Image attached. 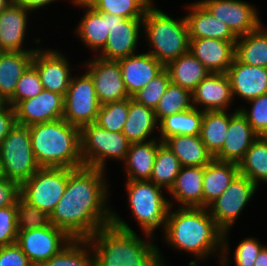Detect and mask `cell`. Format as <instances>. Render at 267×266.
<instances>
[{
  "label": "cell",
  "mask_w": 267,
  "mask_h": 266,
  "mask_svg": "<svg viewBox=\"0 0 267 266\" xmlns=\"http://www.w3.org/2000/svg\"><path fill=\"white\" fill-rule=\"evenodd\" d=\"M105 173L86 166L68 168V183L50 222L72 239L109 240L126 259L143 251V239L109 206Z\"/></svg>",
  "instance_id": "6da1fadb"
},
{
  "label": "cell",
  "mask_w": 267,
  "mask_h": 266,
  "mask_svg": "<svg viewBox=\"0 0 267 266\" xmlns=\"http://www.w3.org/2000/svg\"><path fill=\"white\" fill-rule=\"evenodd\" d=\"M170 206L163 230V240L178 252L184 251L203 262L223 253V231L217 226L208 208ZM193 255V256H192Z\"/></svg>",
  "instance_id": "7a4b0ae2"
},
{
  "label": "cell",
  "mask_w": 267,
  "mask_h": 266,
  "mask_svg": "<svg viewBox=\"0 0 267 266\" xmlns=\"http://www.w3.org/2000/svg\"><path fill=\"white\" fill-rule=\"evenodd\" d=\"M33 154L40 167L76 169L84 166L80 128L63 118L29 126Z\"/></svg>",
  "instance_id": "3957f363"
},
{
  "label": "cell",
  "mask_w": 267,
  "mask_h": 266,
  "mask_svg": "<svg viewBox=\"0 0 267 266\" xmlns=\"http://www.w3.org/2000/svg\"><path fill=\"white\" fill-rule=\"evenodd\" d=\"M144 41L147 51L166 66L170 61L189 52V29L185 16L172 18L152 4L143 16Z\"/></svg>",
  "instance_id": "277c9868"
},
{
  "label": "cell",
  "mask_w": 267,
  "mask_h": 266,
  "mask_svg": "<svg viewBox=\"0 0 267 266\" xmlns=\"http://www.w3.org/2000/svg\"><path fill=\"white\" fill-rule=\"evenodd\" d=\"M128 208L141 227L143 251L156 242V229L164 230L170 208L162 187L150 180H126Z\"/></svg>",
  "instance_id": "5b68a950"
},
{
  "label": "cell",
  "mask_w": 267,
  "mask_h": 266,
  "mask_svg": "<svg viewBox=\"0 0 267 266\" xmlns=\"http://www.w3.org/2000/svg\"><path fill=\"white\" fill-rule=\"evenodd\" d=\"M258 187L245 175L238 173L226 190L207 208L217 226L223 231V253L221 266H229L230 257L228 235L233 224L241 215Z\"/></svg>",
  "instance_id": "8992f818"
},
{
  "label": "cell",
  "mask_w": 267,
  "mask_h": 266,
  "mask_svg": "<svg viewBox=\"0 0 267 266\" xmlns=\"http://www.w3.org/2000/svg\"><path fill=\"white\" fill-rule=\"evenodd\" d=\"M81 157L84 166L106 171L107 159L123 163L130 142L122 132H112L95 123L80 129Z\"/></svg>",
  "instance_id": "52a82bcc"
},
{
  "label": "cell",
  "mask_w": 267,
  "mask_h": 266,
  "mask_svg": "<svg viewBox=\"0 0 267 266\" xmlns=\"http://www.w3.org/2000/svg\"><path fill=\"white\" fill-rule=\"evenodd\" d=\"M3 176L20 186L41 167L31 145L29 126L16 123L0 143Z\"/></svg>",
  "instance_id": "ba28073f"
},
{
  "label": "cell",
  "mask_w": 267,
  "mask_h": 266,
  "mask_svg": "<svg viewBox=\"0 0 267 266\" xmlns=\"http://www.w3.org/2000/svg\"><path fill=\"white\" fill-rule=\"evenodd\" d=\"M39 266H125L109 240L73 239Z\"/></svg>",
  "instance_id": "9c48e42d"
},
{
  "label": "cell",
  "mask_w": 267,
  "mask_h": 266,
  "mask_svg": "<svg viewBox=\"0 0 267 266\" xmlns=\"http://www.w3.org/2000/svg\"><path fill=\"white\" fill-rule=\"evenodd\" d=\"M68 168L41 167L20 186V196L49 216L65 192Z\"/></svg>",
  "instance_id": "30bf717a"
},
{
  "label": "cell",
  "mask_w": 267,
  "mask_h": 266,
  "mask_svg": "<svg viewBox=\"0 0 267 266\" xmlns=\"http://www.w3.org/2000/svg\"><path fill=\"white\" fill-rule=\"evenodd\" d=\"M100 106L90 74L86 71L81 76H72L64 97L63 119L81 129L95 123Z\"/></svg>",
  "instance_id": "8fae6325"
},
{
  "label": "cell",
  "mask_w": 267,
  "mask_h": 266,
  "mask_svg": "<svg viewBox=\"0 0 267 266\" xmlns=\"http://www.w3.org/2000/svg\"><path fill=\"white\" fill-rule=\"evenodd\" d=\"M72 240L64 230L50 224L40 229L19 231L16 244L33 266H39L59 253Z\"/></svg>",
  "instance_id": "7c38bea8"
},
{
  "label": "cell",
  "mask_w": 267,
  "mask_h": 266,
  "mask_svg": "<svg viewBox=\"0 0 267 266\" xmlns=\"http://www.w3.org/2000/svg\"><path fill=\"white\" fill-rule=\"evenodd\" d=\"M215 17L225 22L236 37L257 30L263 23L254 5L243 0H199Z\"/></svg>",
  "instance_id": "4fadbf2b"
},
{
  "label": "cell",
  "mask_w": 267,
  "mask_h": 266,
  "mask_svg": "<svg viewBox=\"0 0 267 266\" xmlns=\"http://www.w3.org/2000/svg\"><path fill=\"white\" fill-rule=\"evenodd\" d=\"M94 82L99 103L121 101L130 98L122 78L121 67L118 61L105 60L94 56L82 63Z\"/></svg>",
  "instance_id": "5bb4252c"
},
{
  "label": "cell",
  "mask_w": 267,
  "mask_h": 266,
  "mask_svg": "<svg viewBox=\"0 0 267 266\" xmlns=\"http://www.w3.org/2000/svg\"><path fill=\"white\" fill-rule=\"evenodd\" d=\"M32 65L37 69L45 90L65 97L72 78V68H70L69 59L61 53V50L37 49Z\"/></svg>",
  "instance_id": "9a60e30c"
},
{
  "label": "cell",
  "mask_w": 267,
  "mask_h": 266,
  "mask_svg": "<svg viewBox=\"0 0 267 266\" xmlns=\"http://www.w3.org/2000/svg\"><path fill=\"white\" fill-rule=\"evenodd\" d=\"M143 18H122L113 15V26L104 48L96 55L105 60H119L136 54L142 39ZM141 29V30H140ZM141 36V37H140Z\"/></svg>",
  "instance_id": "2e32d148"
},
{
  "label": "cell",
  "mask_w": 267,
  "mask_h": 266,
  "mask_svg": "<svg viewBox=\"0 0 267 266\" xmlns=\"http://www.w3.org/2000/svg\"><path fill=\"white\" fill-rule=\"evenodd\" d=\"M16 123L31 126L63 118L64 96L43 89L37 96L20 101L15 107Z\"/></svg>",
  "instance_id": "e0dca14e"
},
{
  "label": "cell",
  "mask_w": 267,
  "mask_h": 266,
  "mask_svg": "<svg viewBox=\"0 0 267 266\" xmlns=\"http://www.w3.org/2000/svg\"><path fill=\"white\" fill-rule=\"evenodd\" d=\"M230 112V122L226 131L225 142L214 156L215 160L239 164L246 151L258 138L245 116L238 108Z\"/></svg>",
  "instance_id": "ac0fdd59"
},
{
  "label": "cell",
  "mask_w": 267,
  "mask_h": 266,
  "mask_svg": "<svg viewBox=\"0 0 267 266\" xmlns=\"http://www.w3.org/2000/svg\"><path fill=\"white\" fill-rule=\"evenodd\" d=\"M232 101L234 98L226 73H210L192 91L193 107L203 112L229 110Z\"/></svg>",
  "instance_id": "d6986e66"
},
{
  "label": "cell",
  "mask_w": 267,
  "mask_h": 266,
  "mask_svg": "<svg viewBox=\"0 0 267 266\" xmlns=\"http://www.w3.org/2000/svg\"><path fill=\"white\" fill-rule=\"evenodd\" d=\"M73 5L85 8L84 16L75 27V34L87 48L97 55L105 46L109 30L113 26V15L96 11L86 1L72 2ZM97 52V53H96Z\"/></svg>",
  "instance_id": "ffe728a7"
},
{
  "label": "cell",
  "mask_w": 267,
  "mask_h": 266,
  "mask_svg": "<svg viewBox=\"0 0 267 266\" xmlns=\"http://www.w3.org/2000/svg\"><path fill=\"white\" fill-rule=\"evenodd\" d=\"M226 74L233 98L247 102L267 94V68L244 64L235 57Z\"/></svg>",
  "instance_id": "44dd1931"
},
{
  "label": "cell",
  "mask_w": 267,
  "mask_h": 266,
  "mask_svg": "<svg viewBox=\"0 0 267 266\" xmlns=\"http://www.w3.org/2000/svg\"><path fill=\"white\" fill-rule=\"evenodd\" d=\"M117 61L121 67L125 89L130 97L165 69L161 62L146 51Z\"/></svg>",
  "instance_id": "7402d4cb"
},
{
  "label": "cell",
  "mask_w": 267,
  "mask_h": 266,
  "mask_svg": "<svg viewBox=\"0 0 267 266\" xmlns=\"http://www.w3.org/2000/svg\"><path fill=\"white\" fill-rule=\"evenodd\" d=\"M31 11L13 3L0 11V51H36L40 48H23Z\"/></svg>",
  "instance_id": "603a6c76"
},
{
  "label": "cell",
  "mask_w": 267,
  "mask_h": 266,
  "mask_svg": "<svg viewBox=\"0 0 267 266\" xmlns=\"http://www.w3.org/2000/svg\"><path fill=\"white\" fill-rule=\"evenodd\" d=\"M235 42L212 38L190 39L189 52L211 73H226L235 58Z\"/></svg>",
  "instance_id": "cb8c5ba5"
},
{
  "label": "cell",
  "mask_w": 267,
  "mask_h": 266,
  "mask_svg": "<svg viewBox=\"0 0 267 266\" xmlns=\"http://www.w3.org/2000/svg\"><path fill=\"white\" fill-rule=\"evenodd\" d=\"M185 14L189 29V39L212 38L224 41H237L228 25L213 16L199 1L191 2Z\"/></svg>",
  "instance_id": "d4e9b609"
},
{
  "label": "cell",
  "mask_w": 267,
  "mask_h": 266,
  "mask_svg": "<svg viewBox=\"0 0 267 266\" xmlns=\"http://www.w3.org/2000/svg\"><path fill=\"white\" fill-rule=\"evenodd\" d=\"M203 176L204 167H181L173 186L167 192L172 197L169 205L177 207L203 208ZM174 200V201H173Z\"/></svg>",
  "instance_id": "484cf974"
},
{
  "label": "cell",
  "mask_w": 267,
  "mask_h": 266,
  "mask_svg": "<svg viewBox=\"0 0 267 266\" xmlns=\"http://www.w3.org/2000/svg\"><path fill=\"white\" fill-rule=\"evenodd\" d=\"M156 130H159V123L154 109L139 104L130 97L127 119L122 130L128 141L138 143L159 139L157 136L152 137Z\"/></svg>",
  "instance_id": "4316f807"
},
{
  "label": "cell",
  "mask_w": 267,
  "mask_h": 266,
  "mask_svg": "<svg viewBox=\"0 0 267 266\" xmlns=\"http://www.w3.org/2000/svg\"><path fill=\"white\" fill-rule=\"evenodd\" d=\"M35 51H0V96L8 102L17 82L32 64Z\"/></svg>",
  "instance_id": "83f0119b"
},
{
  "label": "cell",
  "mask_w": 267,
  "mask_h": 266,
  "mask_svg": "<svg viewBox=\"0 0 267 266\" xmlns=\"http://www.w3.org/2000/svg\"><path fill=\"white\" fill-rule=\"evenodd\" d=\"M160 139L131 143L124 164L126 180H150Z\"/></svg>",
  "instance_id": "f1b7e54d"
},
{
  "label": "cell",
  "mask_w": 267,
  "mask_h": 266,
  "mask_svg": "<svg viewBox=\"0 0 267 266\" xmlns=\"http://www.w3.org/2000/svg\"><path fill=\"white\" fill-rule=\"evenodd\" d=\"M163 143L177 156L181 167H204L214 159L200 135L170 136Z\"/></svg>",
  "instance_id": "f546056e"
},
{
  "label": "cell",
  "mask_w": 267,
  "mask_h": 266,
  "mask_svg": "<svg viewBox=\"0 0 267 266\" xmlns=\"http://www.w3.org/2000/svg\"><path fill=\"white\" fill-rule=\"evenodd\" d=\"M239 173L238 164L213 159L204 166L203 208H207L230 185Z\"/></svg>",
  "instance_id": "4dcf8cb0"
},
{
  "label": "cell",
  "mask_w": 267,
  "mask_h": 266,
  "mask_svg": "<svg viewBox=\"0 0 267 266\" xmlns=\"http://www.w3.org/2000/svg\"><path fill=\"white\" fill-rule=\"evenodd\" d=\"M165 69L171 83L193 91L211 72L190 52L170 61Z\"/></svg>",
  "instance_id": "1f68e13d"
},
{
  "label": "cell",
  "mask_w": 267,
  "mask_h": 266,
  "mask_svg": "<svg viewBox=\"0 0 267 266\" xmlns=\"http://www.w3.org/2000/svg\"><path fill=\"white\" fill-rule=\"evenodd\" d=\"M261 25L257 30L237 37L235 57L242 63L267 68V29Z\"/></svg>",
  "instance_id": "d6a6232c"
},
{
  "label": "cell",
  "mask_w": 267,
  "mask_h": 266,
  "mask_svg": "<svg viewBox=\"0 0 267 266\" xmlns=\"http://www.w3.org/2000/svg\"><path fill=\"white\" fill-rule=\"evenodd\" d=\"M203 111L190 108L177 114L162 118L159 123V139L163 142L166 138L175 135H200Z\"/></svg>",
  "instance_id": "836d02e7"
},
{
  "label": "cell",
  "mask_w": 267,
  "mask_h": 266,
  "mask_svg": "<svg viewBox=\"0 0 267 266\" xmlns=\"http://www.w3.org/2000/svg\"><path fill=\"white\" fill-rule=\"evenodd\" d=\"M229 110L203 112L200 136L213 157L221 150L230 122Z\"/></svg>",
  "instance_id": "e575fe53"
},
{
  "label": "cell",
  "mask_w": 267,
  "mask_h": 266,
  "mask_svg": "<svg viewBox=\"0 0 267 266\" xmlns=\"http://www.w3.org/2000/svg\"><path fill=\"white\" fill-rule=\"evenodd\" d=\"M239 173L248 177L257 187L267 183V139L258 136L238 164Z\"/></svg>",
  "instance_id": "d590c367"
},
{
  "label": "cell",
  "mask_w": 267,
  "mask_h": 266,
  "mask_svg": "<svg viewBox=\"0 0 267 266\" xmlns=\"http://www.w3.org/2000/svg\"><path fill=\"white\" fill-rule=\"evenodd\" d=\"M181 169L177 156L162 142L158 146L150 181L168 192Z\"/></svg>",
  "instance_id": "8d00e7d4"
},
{
  "label": "cell",
  "mask_w": 267,
  "mask_h": 266,
  "mask_svg": "<svg viewBox=\"0 0 267 266\" xmlns=\"http://www.w3.org/2000/svg\"><path fill=\"white\" fill-rule=\"evenodd\" d=\"M96 11L122 18H143L153 0H86Z\"/></svg>",
  "instance_id": "74e56055"
},
{
  "label": "cell",
  "mask_w": 267,
  "mask_h": 266,
  "mask_svg": "<svg viewBox=\"0 0 267 266\" xmlns=\"http://www.w3.org/2000/svg\"><path fill=\"white\" fill-rule=\"evenodd\" d=\"M192 107V92L170 82L154 111L159 122L168 115L177 114Z\"/></svg>",
  "instance_id": "f35d334b"
},
{
  "label": "cell",
  "mask_w": 267,
  "mask_h": 266,
  "mask_svg": "<svg viewBox=\"0 0 267 266\" xmlns=\"http://www.w3.org/2000/svg\"><path fill=\"white\" fill-rule=\"evenodd\" d=\"M129 110V98L102 104L95 124L112 132H122Z\"/></svg>",
  "instance_id": "ab89813d"
},
{
  "label": "cell",
  "mask_w": 267,
  "mask_h": 266,
  "mask_svg": "<svg viewBox=\"0 0 267 266\" xmlns=\"http://www.w3.org/2000/svg\"><path fill=\"white\" fill-rule=\"evenodd\" d=\"M18 232L44 228L51 224L50 216L30 205L21 196L17 200Z\"/></svg>",
  "instance_id": "60d3db41"
},
{
  "label": "cell",
  "mask_w": 267,
  "mask_h": 266,
  "mask_svg": "<svg viewBox=\"0 0 267 266\" xmlns=\"http://www.w3.org/2000/svg\"><path fill=\"white\" fill-rule=\"evenodd\" d=\"M170 82L169 73L166 69H164L154 79L148 82L143 89L136 92L132 96V99L139 104L155 110Z\"/></svg>",
  "instance_id": "b9f144b4"
},
{
  "label": "cell",
  "mask_w": 267,
  "mask_h": 266,
  "mask_svg": "<svg viewBox=\"0 0 267 266\" xmlns=\"http://www.w3.org/2000/svg\"><path fill=\"white\" fill-rule=\"evenodd\" d=\"M43 89L39 73L31 64L17 82L14 95L7 104L14 108L20 101L37 96Z\"/></svg>",
  "instance_id": "7bdbcfd3"
},
{
  "label": "cell",
  "mask_w": 267,
  "mask_h": 266,
  "mask_svg": "<svg viewBox=\"0 0 267 266\" xmlns=\"http://www.w3.org/2000/svg\"><path fill=\"white\" fill-rule=\"evenodd\" d=\"M250 103L251 109L239 107V111L245 116L249 124L252 126L253 131L258 136L267 135V94L258 96L257 98L247 101Z\"/></svg>",
  "instance_id": "ee69618b"
},
{
  "label": "cell",
  "mask_w": 267,
  "mask_h": 266,
  "mask_svg": "<svg viewBox=\"0 0 267 266\" xmlns=\"http://www.w3.org/2000/svg\"><path fill=\"white\" fill-rule=\"evenodd\" d=\"M18 233L17 205L0 208V247L16 243Z\"/></svg>",
  "instance_id": "f6af8a7d"
},
{
  "label": "cell",
  "mask_w": 267,
  "mask_h": 266,
  "mask_svg": "<svg viewBox=\"0 0 267 266\" xmlns=\"http://www.w3.org/2000/svg\"><path fill=\"white\" fill-rule=\"evenodd\" d=\"M157 244L152 243L146 250L125 259V266H168ZM202 259H194L188 266H199Z\"/></svg>",
  "instance_id": "bcb514c9"
},
{
  "label": "cell",
  "mask_w": 267,
  "mask_h": 266,
  "mask_svg": "<svg viewBox=\"0 0 267 266\" xmlns=\"http://www.w3.org/2000/svg\"><path fill=\"white\" fill-rule=\"evenodd\" d=\"M264 246L255 237L249 236L241 240L233 254L235 266H254L255 259Z\"/></svg>",
  "instance_id": "7dc6e473"
},
{
  "label": "cell",
  "mask_w": 267,
  "mask_h": 266,
  "mask_svg": "<svg viewBox=\"0 0 267 266\" xmlns=\"http://www.w3.org/2000/svg\"><path fill=\"white\" fill-rule=\"evenodd\" d=\"M0 266H33L16 244L0 247Z\"/></svg>",
  "instance_id": "c3c4849f"
},
{
  "label": "cell",
  "mask_w": 267,
  "mask_h": 266,
  "mask_svg": "<svg viewBox=\"0 0 267 266\" xmlns=\"http://www.w3.org/2000/svg\"><path fill=\"white\" fill-rule=\"evenodd\" d=\"M20 185L5 176H0V208L17 205Z\"/></svg>",
  "instance_id": "681fc988"
},
{
  "label": "cell",
  "mask_w": 267,
  "mask_h": 266,
  "mask_svg": "<svg viewBox=\"0 0 267 266\" xmlns=\"http://www.w3.org/2000/svg\"><path fill=\"white\" fill-rule=\"evenodd\" d=\"M15 124V109L10 104H6L0 109V143L9 134V131Z\"/></svg>",
  "instance_id": "f907efd6"
},
{
  "label": "cell",
  "mask_w": 267,
  "mask_h": 266,
  "mask_svg": "<svg viewBox=\"0 0 267 266\" xmlns=\"http://www.w3.org/2000/svg\"><path fill=\"white\" fill-rule=\"evenodd\" d=\"M55 1L57 0H12V3L34 13L33 11L36 12L37 9L46 8L49 4L51 6L52 2Z\"/></svg>",
  "instance_id": "816d5d0a"
},
{
  "label": "cell",
  "mask_w": 267,
  "mask_h": 266,
  "mask_svg": "<svg viewBox=\"0 0 267 266\" xmlns=\"http://www.w3.org/2000/svg\"><path fill=\"white\" fill-rule=\"evenodd\" d=\"M254 266H267V246L265 245L257 258L255 259Z\"/></svg>",
  "instance_id": "f5cc1de1"
},
{
  "label": "cell",
  "mask_w": 267,
  "mask_h": 266,
  "mask_svg": "<svg viewBox=\"0 0 267 266\" xmlns=\"http://www.w3.org/2000/svg\"><path fill=\"white\" fill-rule=\"evenodd\" d=\"M8 3L5 0H0V11L4 9Z\"/></svg>",
  "instance_id": "db71d44e"
},
{
  "label": "cell",
  "mask_w": 267,
  "mask_h": 266,
  "mask_svg": "<svg viewBox=\"0 0 267 266\" xmlns=\"http://www.w3.org/2000/svg\"><path fill=\"white\" fill-rule=\"evenodd\" d=\"M7 102L0 96V109L3 108Z\"/></svg>",
  "instance_id": "11a10c76"
},
{
  "label": "cell",
  "mask_w": 267,
  "mask_h": 266,
  "mask_svg": "<svg viewBox=\"0 0 267 266\" xmlns=\"http://www.w3.org/2000/svg\"><path fill=\"white\" fill-rule=\"evenodd\" d=\"M0 176H3L2 165H1V159H0Z\"/></svg>",
  "instance_id": "9f6ffc18"
},
{
  "label": "cell",
  "mask_w": 267,
  "mask_h": 266,
  "mask_svg": "<svg viewBox=\"0 0 267 266\" xmlns=\"http://www.w3.org/2000/svg\"><path fill=\"white\" fill-rule=\"evenodd\" d=\"M76 1H86V0H70V2H76Z\"/></svg>",
  "instance_id": "6f0895ef"
},
{
  "label": "cell",
  "mask_w": 267,
  "mask_h": 266,
  "mask_svg": "<svg viewBox=\"0 0 267 266\" xmlns=\"http://www.w3.org/2000/svg\"><path fill=\"white\" fill-rule=\"evenodd\" d=\"M8 4L12 3V0H5Z\"/></svg>",
  "instance_id": "680465c9"
}]
</instances>
